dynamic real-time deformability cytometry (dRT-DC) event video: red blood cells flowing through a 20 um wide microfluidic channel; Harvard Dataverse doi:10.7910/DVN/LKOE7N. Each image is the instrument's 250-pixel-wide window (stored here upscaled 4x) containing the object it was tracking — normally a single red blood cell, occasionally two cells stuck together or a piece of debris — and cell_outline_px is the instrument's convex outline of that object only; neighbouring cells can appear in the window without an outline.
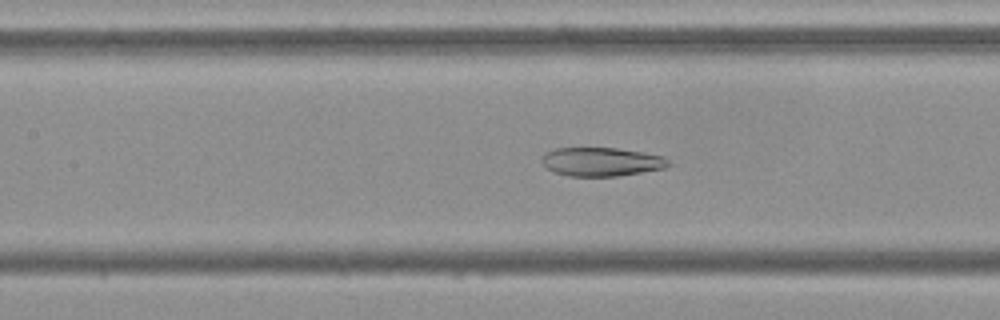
{"species": "Egyptian fruit bat (a non-hibernating species)", "species_latin": "Rousettus aegyptiacus", "temperature_condition": "cold", "stored_images_in_passage": 35, "camera_frame_rate_fps": 3000, "um_per_image_px": 0.085, "frame": {"image": 1, "passage_image": 15, "time_ms": 4.667, "image_size_px": [1000, 320], "cell_outline_px": [[672, 164], [664, 168], [616, 176], [568, 176], [556, 172], [548, 168], [540, 160], [540, 156], [544, 152], [556, 148], [616, 148], [644, 152], [664, 156]], "centroid_in_image_um": [51.11, 13.74], "position_along_channel_um": 156.3, "area_um2": 21.21}}
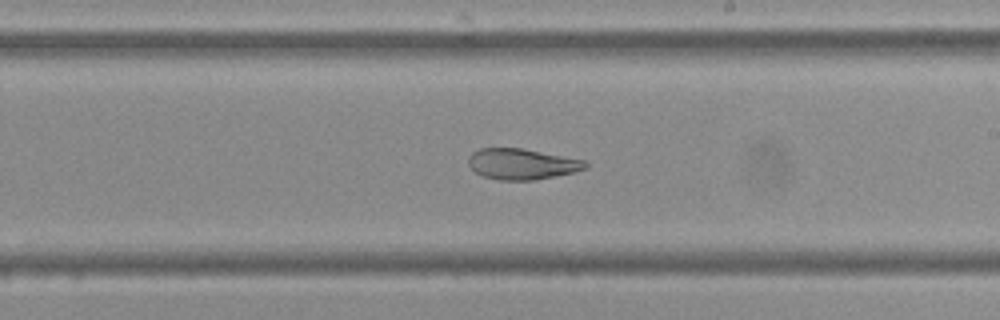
{"frame": {"image": 2, "passage_image": 22, "time_ms": 7.0, "image_size_px": [1000, 320], "cell_outline_px": [[588, 168], [572, 172], [536, 180], [500, 180], [484, 176], [476, 172], [468, 164], [468, 156], [472, 152], [480, 148], [524, 148], [584, 160], [588, 164]], "centroid_in_image_um": [44.35, 13.93], "position_along_channel_um": 244.6, "area_um2": 20.98}}
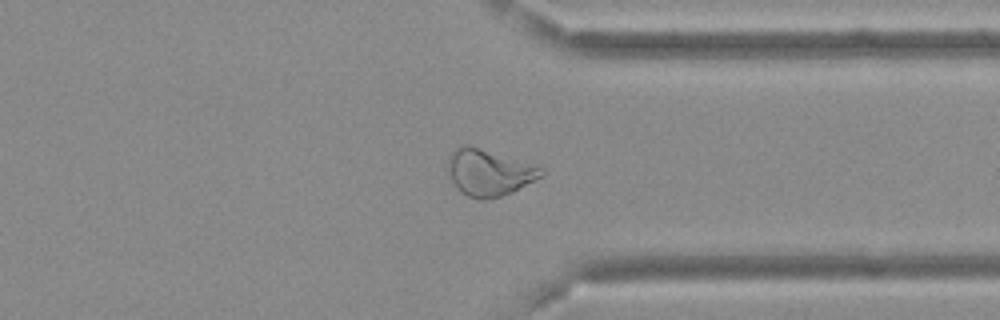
{"frame": {"image": 3, "passage_image": 32, "time_ms": 10.333, "image_size_px": [1000, 320], "cell_outline_px": [[544, 176], [512, 192], [500, 196], [484, 200], [480, 200], [468, 196], [460, 192], [456, 188], [448, 172], [448, 156], [460, 144], [468, 144], [540, 164], [544, 168]], "centroid_in_image_um": [41.62, 14.63], "position_along_channel_um": 369.8, "area_um2": 26.07}}